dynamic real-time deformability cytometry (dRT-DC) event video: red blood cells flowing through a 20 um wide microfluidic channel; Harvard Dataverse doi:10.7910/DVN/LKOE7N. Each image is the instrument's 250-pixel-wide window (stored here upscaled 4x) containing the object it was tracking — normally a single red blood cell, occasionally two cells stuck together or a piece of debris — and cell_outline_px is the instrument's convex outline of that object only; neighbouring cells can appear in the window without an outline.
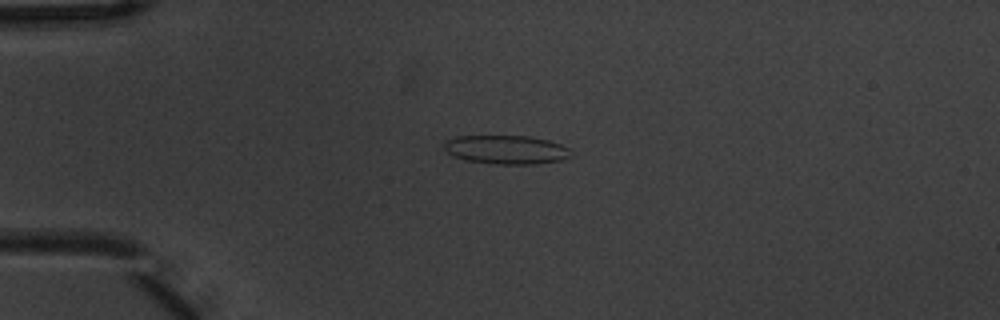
{"species": "common noctule bat (a hibernating species)", "species_latin": "Nyctalus noctula", "temperature_condition": "warm", "stored_images_in_passage": 7, "camera_frame_rate_fps": 3000, "um_per_image_px": 0.085, "animal": {"sex": "male", "body_mass_g": 20.1, "forearm_length_mm": 53.5}, "frame": {"image": 1, "passage_image": 4, "time_ms": 1.0, "image_size_px": [1000, 320], "cell_outline_px": [[572, 156], [560, 160], [536, 164], [496, 164], [468, 160], [456, 156], [448, 152], [444, 148], [444, 140], [456, 136], [528, 136], [548, 140], [572, 148]], "centroid_in_image_um": [43.08, 12.71], "position_along_channel_um": 41.9, "area_um2": 21.27}}
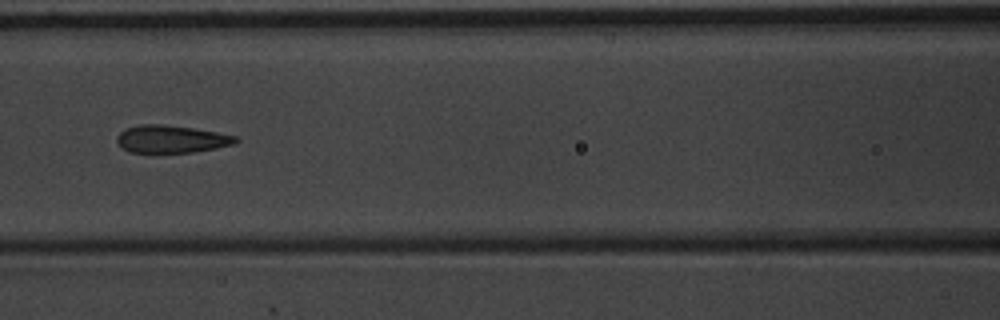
{"frame": {"image": 2, "passage_image": 7, "time_ms": 2.0, "image_size_px": [1000, 320], "cell_outline_px": [[240, 140], [232, 144], [216, 148], [192, 152], [128, 152], [116, 140], [116, 136], [124, 128], [140, 124], [160, 124], [192, 128], [216, 132], [236, 136]], "centroid_in_image_um": [14.53, 11.81], "position_along_channel_um": 152.1, "area_um2": 18.9}}